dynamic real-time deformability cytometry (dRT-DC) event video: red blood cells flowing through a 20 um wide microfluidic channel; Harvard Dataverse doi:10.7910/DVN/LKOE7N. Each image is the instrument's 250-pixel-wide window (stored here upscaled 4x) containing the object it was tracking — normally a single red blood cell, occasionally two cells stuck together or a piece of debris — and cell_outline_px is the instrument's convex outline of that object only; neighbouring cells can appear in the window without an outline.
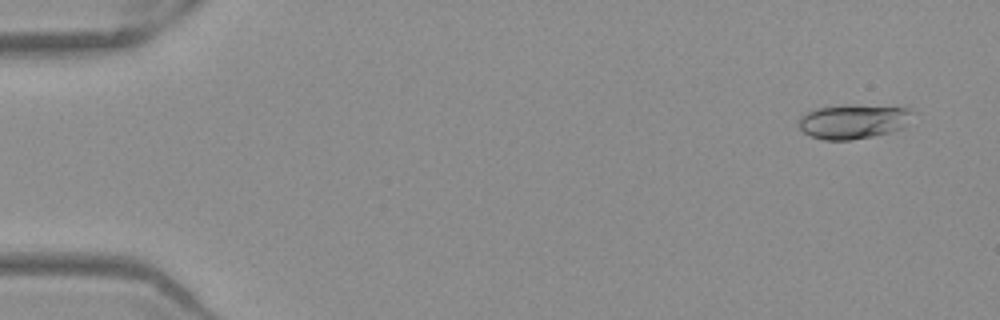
{"species": "Egyptian fruit bat (a non-hibernating species)", "species_latin": "Rousettus aegyptiacus", "temperature_condition": "warm", "stored_images_in_passage": 52, "camera_frame_rate_fps": 3000, "um_per_image_px": 0.085, "frame": {"image": 1, "passage_image": 3, "time_ms": 0.667, "image_size_px": [1000, 320], "cell_outline_px": [[916, 112], [904, 128], [872, 136], [852, 140], [824, 140], [812, 136], [804, 132], [796, 124], [800, 116], [804, 112], [816, 108], [840, 104], [852, 104], [912, 108]], "centroid_in_image_um": [72.53, 10.3], "position_along_channel_um": 12.5, "area_um2": 23.47}}
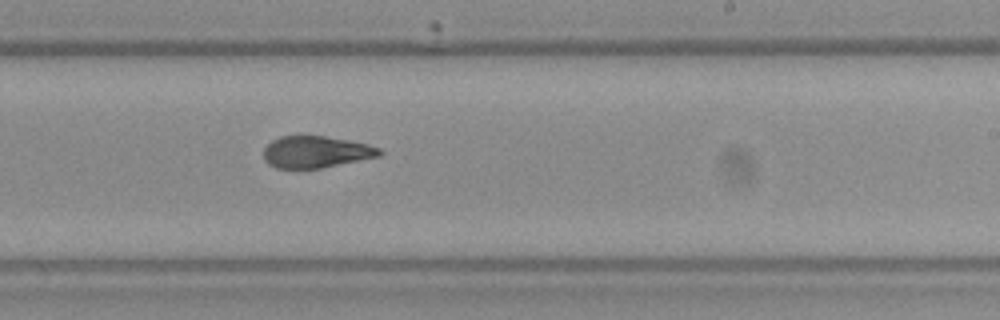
{"frame": {"image": 2, "passage_image": 32, "time_ms": 10.333, "image_size_px": [1000, 320], "cell_outline_px": [[384, 152], [380, 156], [320, 168], [276, 168], [268, 164], [264, 160], [264, 148], [272, 140], [280, 136], [324, 136], [348, 140], [368, 144], [380, 148]], "centroid_in_image_um": [26.86, 12.91], "position_along_channel_um": 262.1, "area_um2": 21.39}}
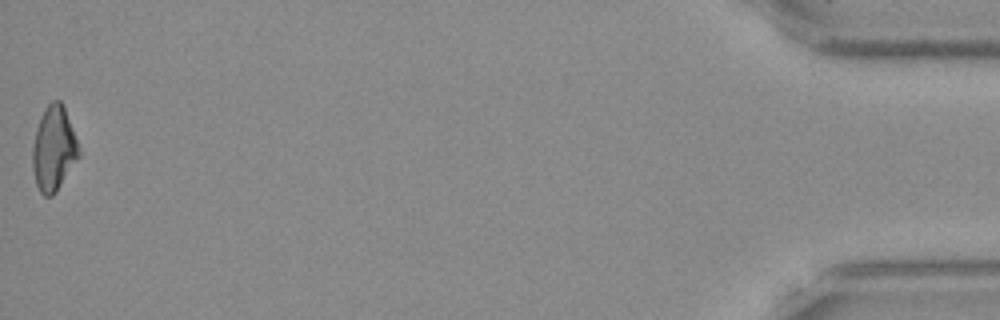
{"frame": {"image": 3, "passage_image": 52, "time_ms": 17.0, "image_size_px": [1000, 320], "cell_outline_px": [[80, 156], [56, 192], [52, 196], [44, 196], [40, 192], [36, 184], [32, 168], [32, 148], [36, 128], [40, 116], [44, 108], [52, 100], [60, 100], [64, 108], [80, 148]], "centroid_in_image_um": [4.55, 12.65], "position_along_channel_um": 430.6, "area_um2": 22.89}, "authors_computed_cell_mechanics": {"area_um2": 22.4553, "velocity_mm_per_s": 3.938, "shape_relaxation_time_tau1_ms": null, "shape_relaxation_time_tau2_ms": 2.195, "deformation_change_tau1": null, "deformation_change_tau2": 0.0882}}